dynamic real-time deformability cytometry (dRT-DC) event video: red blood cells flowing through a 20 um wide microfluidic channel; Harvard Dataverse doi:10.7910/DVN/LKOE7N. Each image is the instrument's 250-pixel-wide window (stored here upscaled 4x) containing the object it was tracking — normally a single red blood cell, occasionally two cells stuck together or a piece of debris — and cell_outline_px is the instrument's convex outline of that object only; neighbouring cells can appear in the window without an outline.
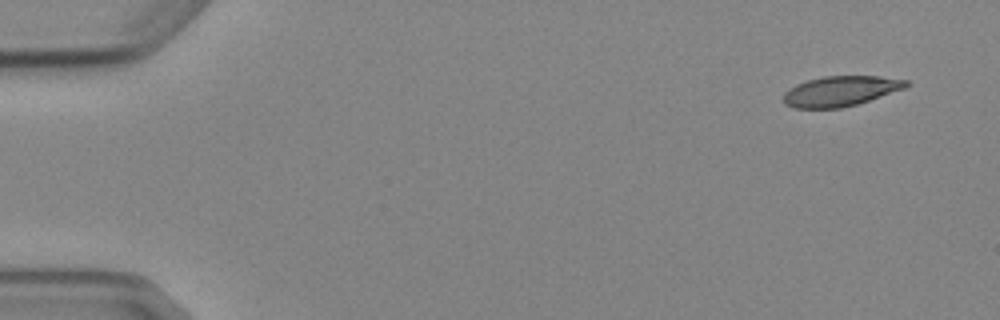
{"species": "Egyptian fruit bat (a non-hibernating species)", "species_latin": "Rousettus aegyptiacus", "temperature_condition": "cold", "stored_images_in_passage": 5, "camera_frame_rate_fps": 3000, "um_per_image_px": 0.085, "animal": {"sex": "female"}, "frame": {"image": 1, "passage_image": 1, "time_ms": 0.0, "image_size_px": [1000, 320], "cell_outline_px": [[908, 84], [904, 88], [856, 104], [840, 108], [792, 108], [784, 104], [784, 92], [796, 84], [808, 80], [824, 76], [880, 76], [908, 80]], "centroid_in_image_um": [71.4, 7.74], "position_along_channel_um": 13.6, "area_um2": 21.33}}
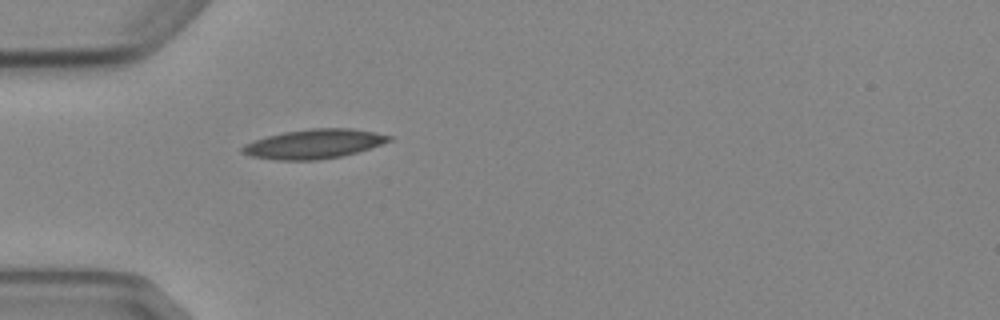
{"frame": {"image": 2, "passage_image": 5, "time_ms": 4.333, "image_size_px": [1000, 320], "cell_outline_px": [[392, 140], [356, 152], [340, 156], [316, 160], [276, 160], [252, 156], [240, 152], [240, 148], [244, 144], [268, 136], [284, 132], [312, 128], [352, 128], [392, 136]], "centroid_in_image_um": [26.65, 12.23], "position_along_channel_um": 58.4, "area_um2": 24.74}}